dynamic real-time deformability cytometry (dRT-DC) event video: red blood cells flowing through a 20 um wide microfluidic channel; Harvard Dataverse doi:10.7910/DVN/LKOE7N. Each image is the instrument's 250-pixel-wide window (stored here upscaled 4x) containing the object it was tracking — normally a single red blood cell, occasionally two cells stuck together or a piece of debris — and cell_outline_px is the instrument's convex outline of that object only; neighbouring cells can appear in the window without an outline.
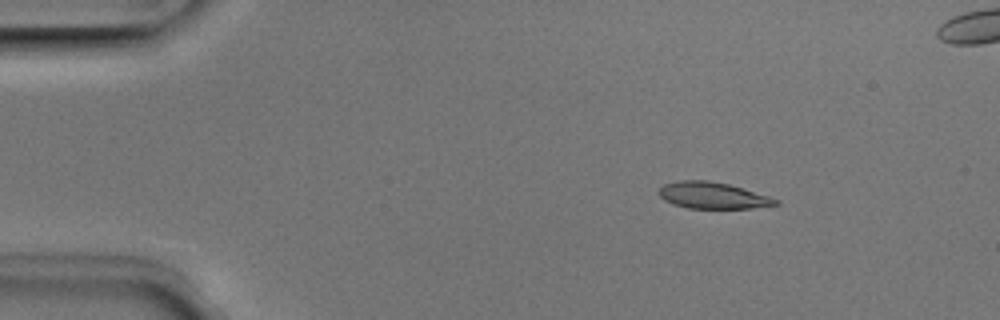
{"species": "Egyptian fruit bat (a non-hibernating species)", "species_latin": "Rousettus aegyptiacus", "temperature_condition": "room temperature", "stored_images_in_passage": 6, "camera_frame_rate_fps": 3000, "um_per_image_px": 0.085, "animal": {"sex": "male"}, "frame": {"image": 1, "passage_image": 3, "time_ms": 0.667, "image_size_px": [1000, 320], "cell_outline_px": [[780, 204], [752, 208], [688, 208], [672, 204], [664, 200], [656, 192], [664, 184], [680, 180], [708, 180], [728, 184], [768, 196], [780, 200]], "centroid_in_image_um": [60.55, 16.61], "position_along_channel_um": 24.5, "area_um2": 17.98}}